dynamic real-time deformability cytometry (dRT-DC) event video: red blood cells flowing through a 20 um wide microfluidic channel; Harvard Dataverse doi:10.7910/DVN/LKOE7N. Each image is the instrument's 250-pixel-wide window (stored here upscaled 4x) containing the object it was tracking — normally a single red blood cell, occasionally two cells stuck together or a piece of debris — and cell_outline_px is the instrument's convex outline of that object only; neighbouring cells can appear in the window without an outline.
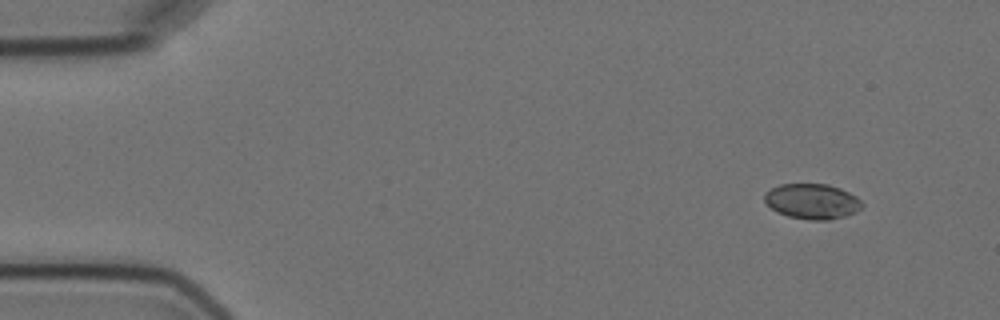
{"species": "Egyptian fruit bat (a non-hibernating species)", "species_latin": "Rousettus aegyptiacus", "temperature_condition": "cold", "stored_images_in_passage": 4, "camera_frame_rate_fps": 3000, "um_per_image_px": 0.085, "animal": {"sex": "female"}, "frame": {"image": 1, "passage_image": 1, "time_ms": 0.0, "image_size_px": [1000, 320], "cell_outline_px": [[864, 204], [856, 212], [844, 216], [828, 220], [808, 220], [788, 216], [776, 212], [764, 200], [764, 192], [780, 184], [828, 184], [840, 188], [856, 196]], "centroid_in_image_um": [69.03, 17.11], "position_along_channel_um": 16.0, "area_um2": 20.06}}
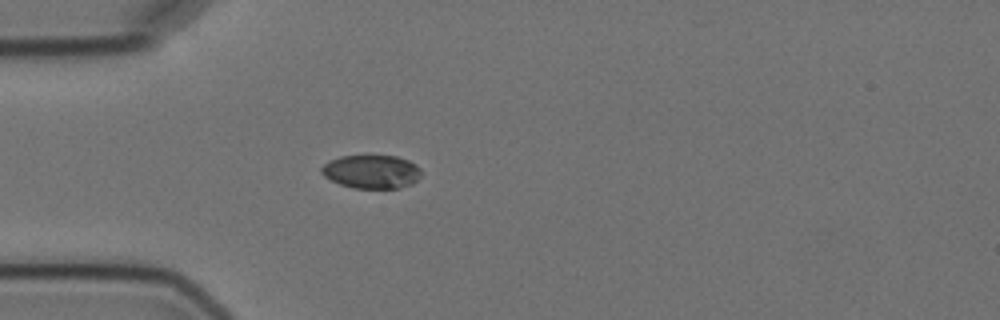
{"frame": {"image": 2, "passage_image": 4, "time_ms": 3.667, "image_size_px": [1000, 320], "cell_outline_px": [[420, 176], [412, 184], [400, 188], [352, 188], [340, 184], [324, 176], [320, 172], [320, 168], [328, 160], [340, 156], [396, 156], [408, 160], [416, 164], [420, 168]], "centroid_in_image_um": [31.56, 14.59], "position_along_channel_um": 53.4, "area_um2": 19.54}}